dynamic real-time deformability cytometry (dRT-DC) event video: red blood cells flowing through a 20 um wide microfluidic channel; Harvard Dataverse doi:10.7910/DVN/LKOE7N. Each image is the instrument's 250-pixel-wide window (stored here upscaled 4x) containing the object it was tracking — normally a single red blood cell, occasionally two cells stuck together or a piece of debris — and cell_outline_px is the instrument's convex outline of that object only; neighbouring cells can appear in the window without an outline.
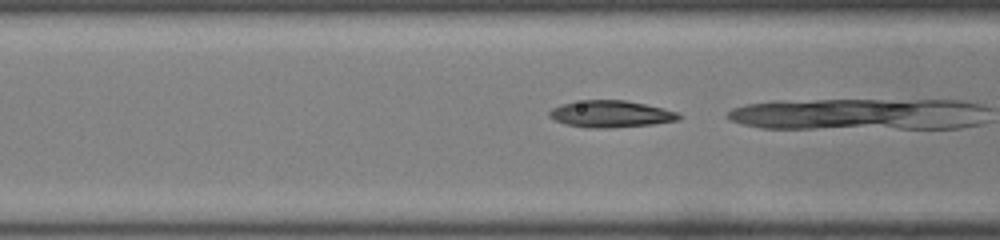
{"species": "common noctule bat (a hibernating species)", "species_latin": "Nyctalus noctula", "temperature_condition": "room temperature", "stored_images_in_passage": 7, "camera_frame_rate_fps": 3000, "um_per_image_px": 0.085, "animal": {"sex": "male", "body_mass_g": 19.0, "forearm_length_mm": 50.8}, "frame": {"image": 1, "passage_image": 6, "time_ms": 1.667, "image_size_px": [1000, 240], "cell_outline_px": [[680, 120], [652, 124], [612, 128], [588, 128], [564, 124], [548, 116], [548, 112], [552, 108], [564, 104], [584, 100], [624, 100], [644, 104], [676, 112], [680, 116]], "centroid_in_image_um": [51.88, 9.7], "position_along_channel_um": 114.7, "area_um2": 20.0}}